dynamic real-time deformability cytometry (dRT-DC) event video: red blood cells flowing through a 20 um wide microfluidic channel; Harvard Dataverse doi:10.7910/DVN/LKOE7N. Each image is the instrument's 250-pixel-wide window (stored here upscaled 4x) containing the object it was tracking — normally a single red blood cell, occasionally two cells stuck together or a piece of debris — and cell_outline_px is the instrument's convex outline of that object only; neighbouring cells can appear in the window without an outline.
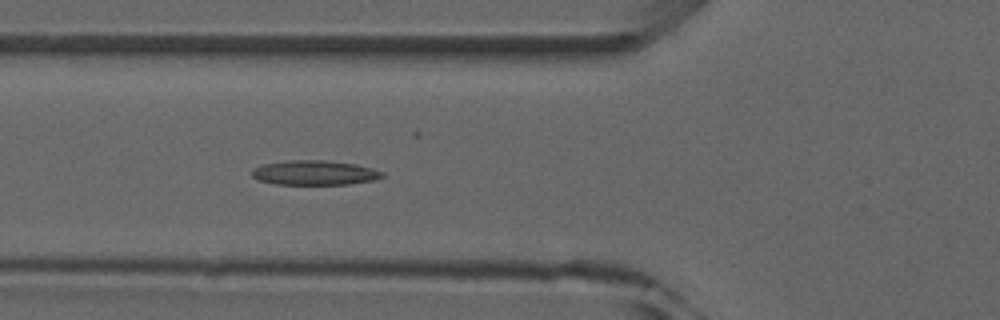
{"species": "common noctule bat (a hibernating species)", "species_latin": "Nyctalus noctula", "temperature_condition": "room temperature", "stored_images_in_passage": 4, "camera_frame_rate_fps": 3000, "um_per_image_px": 0.085, "animal": {"sex": "male", "forearm_length_mm": 52.5}, "frame": {"image": 1, "passage_image": 4, "time_ms": 4.333, "image_size_px": [1000, 320], "cell_outline_px": [[384, 176], [372, 180], [348, 184], [276, 184], [260, 180], [252, 176], [252, 168], [264, 164], [288, 160], [324, 160], [356, 164], [372, 168], [384, 172]], "centroid_in_image_um": [26.74, 14.67], "position_along_channel_um": 99.1, "area_um2": 18.55}}